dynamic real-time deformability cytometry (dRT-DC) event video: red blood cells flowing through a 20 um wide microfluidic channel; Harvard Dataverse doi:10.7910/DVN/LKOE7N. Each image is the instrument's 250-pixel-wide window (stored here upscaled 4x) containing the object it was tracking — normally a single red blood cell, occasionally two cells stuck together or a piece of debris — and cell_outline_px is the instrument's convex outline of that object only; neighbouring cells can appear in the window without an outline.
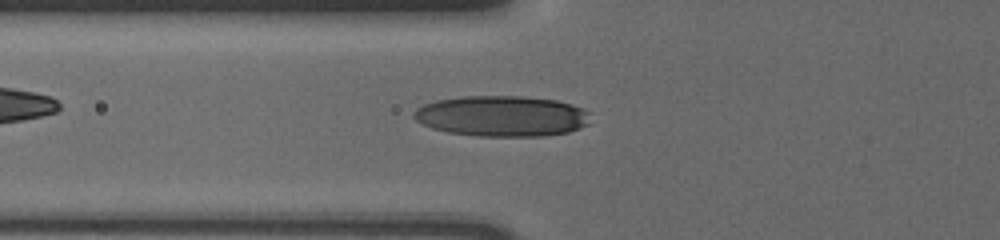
{"species": "human", "species_latin": "Homo sapiens", "temperature_condition": "cold", "stored_images_in_passage": 60, "camera_frame_rate_fps": 3000, "um_per_image_px": 0.085, "donor": {"sex": "male"}, "frame": {"image": 1, "passage_image": 25, "time_ms": 8.0, "image_size_px": [1000, 240], "cell_outline_px": [[592, 112], [588, 124], [580, 128], [568, 132], [544, 136], [476, 136], [448, 132], [432, 128], [416, 120], [412, 116], [416, 108], [424, 104], [436, 100], [464, 96], [524, 96], [556, 100], [572, 104], [584, 108]], "centroid_in_image_um": [42.7, 9.86], "position_along_channel_um": 83.1, "area_um2": 42.25}}
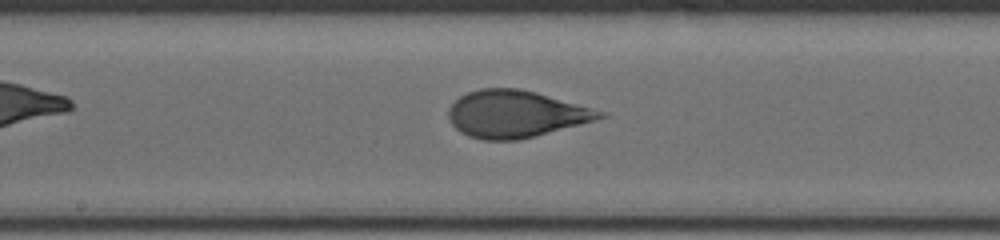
{"frame": {"image": 2, "passage_image": 35, "time_ms": 11.333, "image_size_px": [1000, 240], "cell_outline_px": [[608, 116], [532, 136], [516, 140], [484, 140], [468, 136], [460, 132], [452, 124], [448, 116], [448, 108], [460, 96], [468, 92], [480, 88], [520, 88], [536, 92], [608, 112]], "centroid_in_image_um": [43.8, 9.67], "position_along_channel_um": 204.4, "area_um2": 41.1}}
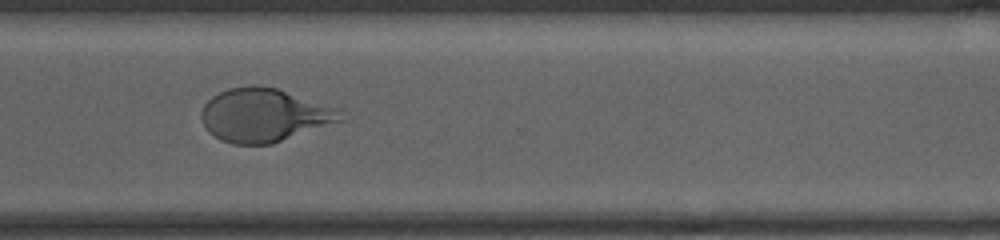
{"frame": {"image": 3, "passage_image": 47, "time_ms": 15.333, "image_size_px": [1000, 240], "cell_outline_px": [[344, 120], [272, 144], [232, 144], [220, 140], [208, 132], [204, 128], [200, 116], [200, 112], [204, 104], [212, 96], [228, 88], [248, 84], [260, 84], [276, 88], [332, 108]], "centroid_in_image_um": [22.32, 9.79], "position_along_channel_um": 348.3, "area_um2": 42.95}, "authors_computed_cell_mechanics": {"area_um2": 40.4311, "velocity_mm_per_s": 3.6186, "shape_relaxation_time_tau1_ms": 5.8339, "shape_relaxation_time_tau2_ms": null, "deformation_change_tau1": 0.1995, "deformation_change_tau2": null}}